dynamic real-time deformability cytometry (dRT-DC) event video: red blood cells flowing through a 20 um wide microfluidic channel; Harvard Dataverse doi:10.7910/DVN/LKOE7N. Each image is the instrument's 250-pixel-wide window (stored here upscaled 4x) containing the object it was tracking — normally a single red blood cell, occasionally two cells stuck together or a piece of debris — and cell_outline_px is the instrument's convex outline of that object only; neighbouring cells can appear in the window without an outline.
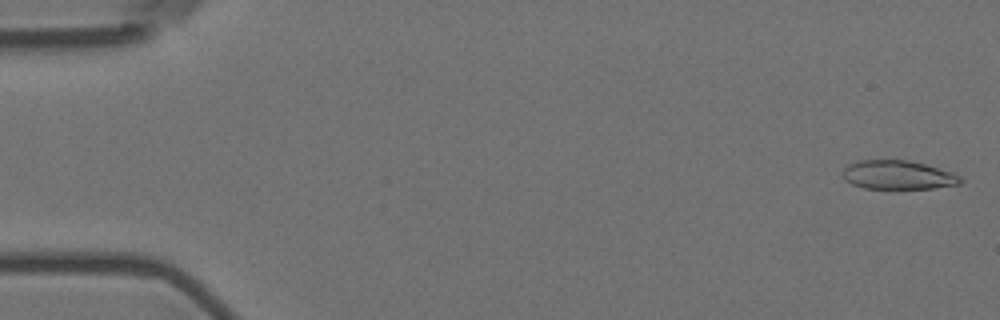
{"species": "Egyptian fruit bat (a non-hibernating species)", "species_latin": "Rousettus aegyptiacus", "temperature_condition": "room temperature", "stored_images_in_passage": 49, "camera_frame_rate_fps": 3000, "um_per_image_px": 0.085, "animal": {"sex": "female"}, "frame": {"image": 1, "passage_image": 1, "time_ms": 0.0, "image_size_px": [1000, 320], "cell_outline_px": [[964, 180], [960, 184], [932, 188], [864, 188], [852, 184], [844, 180], [840, 172], [848, 164], [856, 160], [908, 160], [924, 164], [960, 176]], "centroid_in_image_um": [76.25, 14.87], "position_along_channel_um": 8.8, "area_um2": 19.71}}
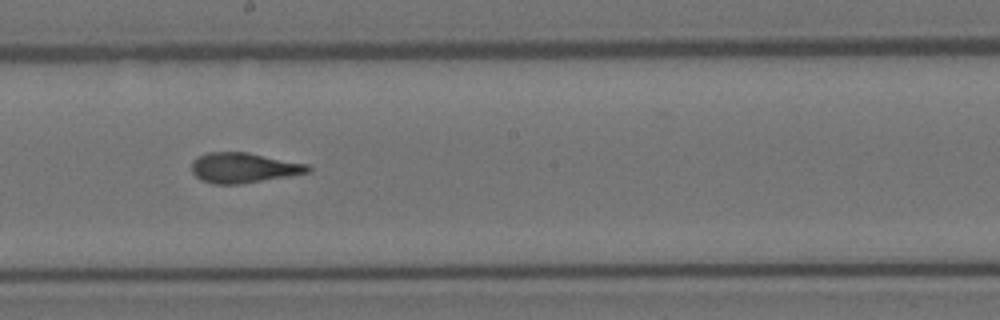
{"frame": {"image": 2, "passage_image": 31, "time_ms": 10.0, "image_size_px": [1000, 320], "cell_outline_px": [[312, 168], [308, 172], [288, 176], [236, 184], [212, 184], [200, 180], [192, 172], [192, 160], [208, 152], [248, 152], [308, 164]], "centroid_in_image_um": [20.68, 14.25], "position_along_channel_um": 227.5, "area_um2": 20.29}}
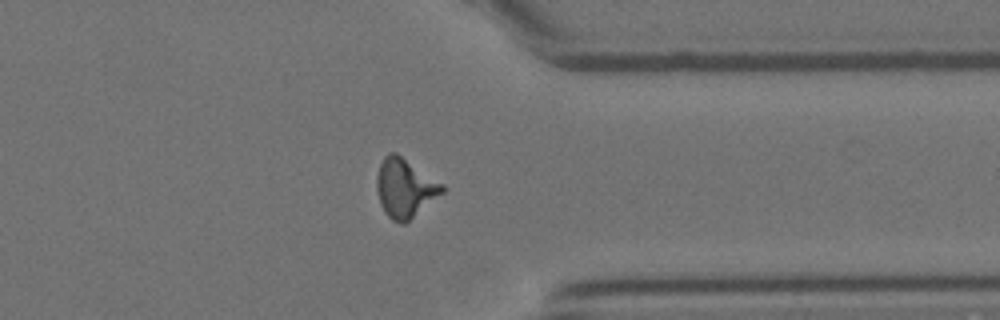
{"frame": {"image": 3, "passage_image": 44, "time_ms": 14.333, "image_size_px": [1000, 320], "cell_outline_px": [[444, 192], [404, 224], [400, 224], [392, 220], [384, 212], [380, 204], [376, 188], [376, 176], [380, 164], [384, 156], [388, 152], [396, 152], [444, 184]], "centroid_in_image_um": [34.4, 15.97], "position_along_channel_um": 377.0, "area_um2": 22.54}}